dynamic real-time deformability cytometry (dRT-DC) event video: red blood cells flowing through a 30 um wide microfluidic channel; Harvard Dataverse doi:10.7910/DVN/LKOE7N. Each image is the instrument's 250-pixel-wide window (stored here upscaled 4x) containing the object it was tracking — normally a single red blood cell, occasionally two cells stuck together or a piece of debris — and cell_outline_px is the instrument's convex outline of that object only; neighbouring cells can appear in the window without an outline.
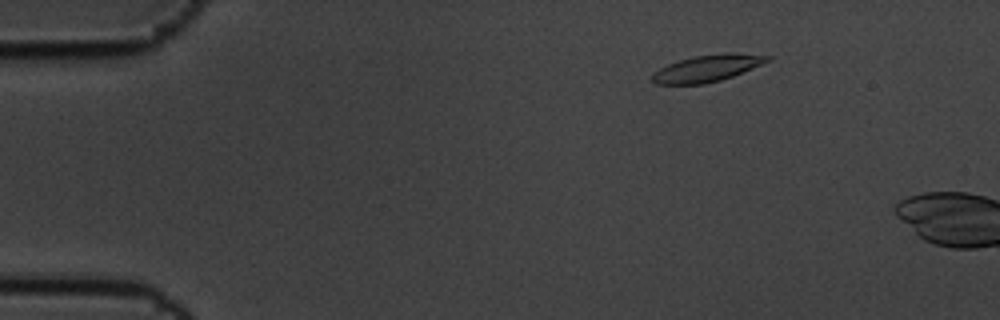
{"species": "common noctule bat (a hibernating species)", "species_latin": "Nyctalus noctula", "temperature_condition": "cold", "stored_images_in_passage": 2, "camera_frame_rate_fps": 3000, "um_per_image_px": 0.085, "animal": {"sex": "male", "body_mass_g": 19.5, "forearm_length_mm": 54.6}, "frame": {"image": 1, "passage_image": 1, "time_ms": 0.0, "image_size_px": [1000, 320], "cell_outline_px": [[772, 60], [732, 76], [720, 80], [704, 84], [656, 84], [652, 80], [652, 72], [668, 64], [680, 60], [696, 56], [724, 52], [732, 52], [772, 56]], "centroid_in_image_um": [60.13, 5.79], "position_along_channel_um": 24.9, "area_um2": 17.92}}